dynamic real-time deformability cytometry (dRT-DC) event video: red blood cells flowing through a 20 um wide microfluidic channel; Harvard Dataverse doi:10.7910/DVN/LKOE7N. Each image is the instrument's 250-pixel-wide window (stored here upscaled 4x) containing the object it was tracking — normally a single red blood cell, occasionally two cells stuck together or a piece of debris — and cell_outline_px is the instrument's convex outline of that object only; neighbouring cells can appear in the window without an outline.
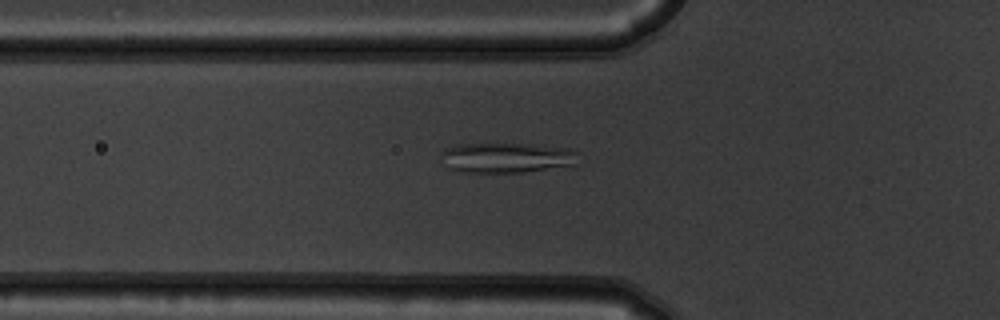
{"species": "common noctule bat (a hibernating species)", "species_latin": "Nyctalus noctula", "temperature_condition": "warm", "stored_images_in_passage": 54, "camera_frame_rate_fps": 3000, "um_per_image_px": 0.085, "animal": {"sex": "male", "body_mass_g": 19.5, "forearm_length_mm": 54.6}, "frame": {"image": 1, "passage_image": 19, "time_ms": 6.0, "image_size_px": [1000, 320], "cell_outline_px": [[580, 152], [572, 164], [520, 172], [464, 172], [448, 168], [440, 152], [448, 148], [460, 144], [532, 144], [564, 148]], "centroid_in_image_um": [43.02, 13.39], "position_along_channel_um": 82.8, "area_um2": 23.41}}
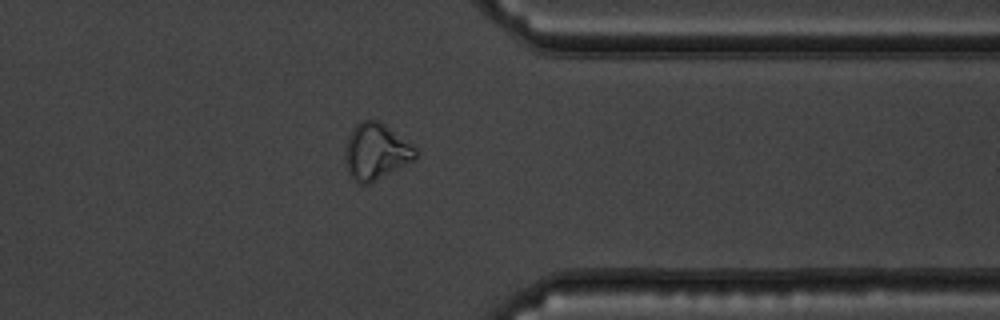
{"frame": {"image": 2, "passage_image": 43, "time_ms": 14.0, "image_size_px": [1000, 320], "cell_outline_px": [[416, 160], [368, 184], [360, 184], [352, 180], [348, 172], [344, 160], [344, 148], [348, 136], [356, 124], [364, 120], [380, 120], [416, 148]], "centroid_in_image_um": [31.93, 12.89], "position_along_channel_um": 379.5, "area_um2": 23.29}}
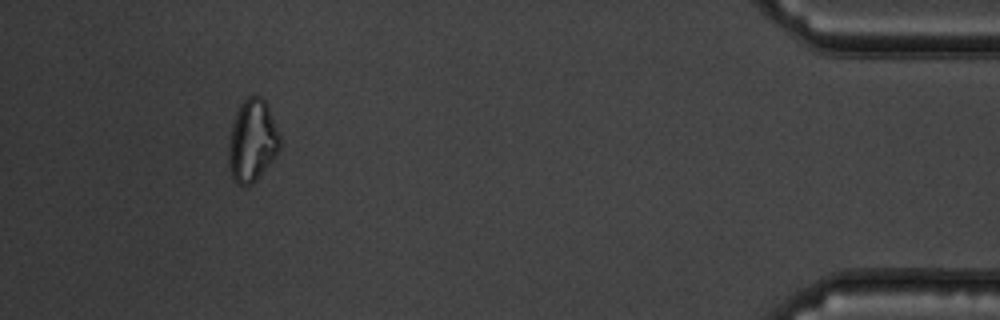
{"frame": {"image": 3, "passage_image": 50, "time_ms": 16.333, "image_size_px": [1000, 320], "cell_outline_px": [[280, 152], [256, 180], [252, 184], [244, 188], [236, 184], [232, 180], [228, 160], [228, 148], [232, 124], [236, 112], [240, 104], [248, 96], [260, 96], [268, 104], [280, 136]], "centroid_in_image_um": [21.44, 12.0], "position_along_channel_um": 413.8, "area_um2": 24.97}, "authors_computed_cell_mechanics": {"area_um2": 23.3512, "velocity_mm_per_s": 3.768, "shape_relaxation_time_tau1_ms": null, "shape_relaxation_time_tau2_ms": 3.5824, "deformation_change_tau1": null, "deformation_change_tau2": 0.087}}